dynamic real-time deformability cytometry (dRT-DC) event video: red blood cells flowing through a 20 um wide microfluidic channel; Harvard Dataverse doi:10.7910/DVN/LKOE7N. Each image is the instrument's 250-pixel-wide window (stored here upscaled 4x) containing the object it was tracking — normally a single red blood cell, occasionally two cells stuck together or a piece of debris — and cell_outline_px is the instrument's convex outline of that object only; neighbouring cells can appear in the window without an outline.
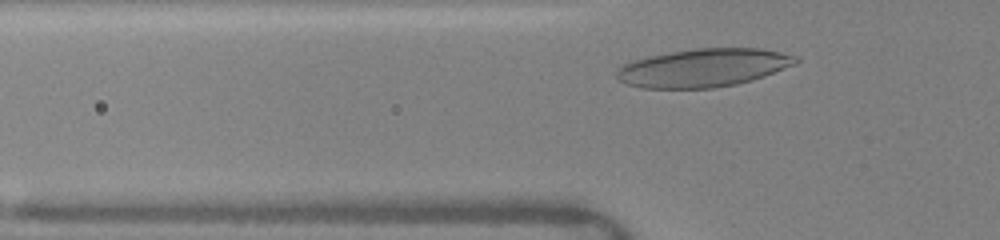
{"species": "human", "species_latin": "Homo sapiens", "temperature_condition": "warm", "stored_images_in_passage": 22, "camera_frame_rate_fps": 3000, "um_per_image_px": 0.085, "donor": {"sex": "female"}, "frame": {"image": 1, "passage_image": 6, "time_ms": 1.333, "image_size_px": [1000, 240], "cell_outline_px": [[800, 60], [796, 64], [764, 76], [752, 80], [736, 84], [712, 88], [640, 88], [624, 84], [616, 76], [616, 72], [624, 64], [632, 60], [672, 52], [696, 48], [760, 48], [780, 52], [796, 56]], "centroid_in_image_um": [59.8, 5.77], "position_along_channel_um": 66.0, "area_um2": 39.77}}
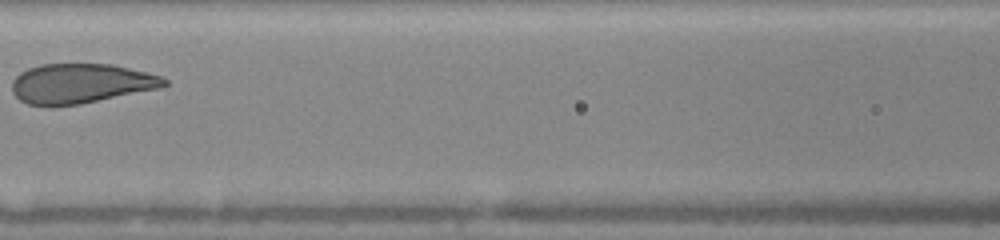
{"frame": {"image": 2, "passage_image": 13, "time_ms": 3.667, "image_size_px": [1000, 240], "cell_outline_px": [[168, 84], [160, 88], [80, 104], [28, 104], [20, 100], [12, 92], [12, 80], [20, 72], [28, 68], [40, 64], [112, 64], [164, 76], [168, 80]], "centroid_in_image_um": [6.9, 7.07], "position_along_channel_um": 159.7, "area_um2": 34.97}}
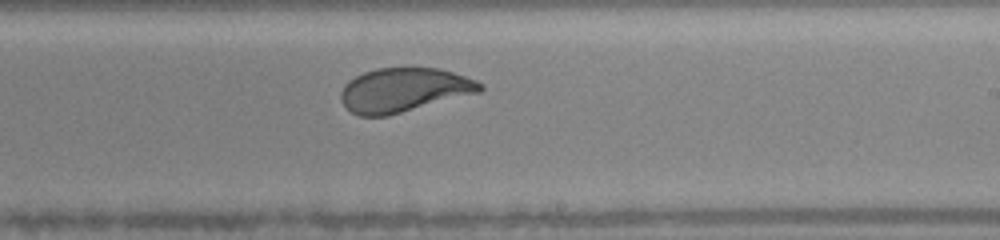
{"frame": {"image": 3, "passage_image": 17, "time_ms": 6.0, "image_size_px": [1000, 240], "cell_outline_px": [[484, 88], [480, 92], [388, 116], [360, 116], [352, 112], [340, 100], [340, 92], [344, 84], [348, 80], [364, 72], [376, 68], [440, 68], [476, 80], [484, 84]], "centroid_in_image_um": [34.32, 7.65], "position_along_channel_um": 254.7, "area_um2": 35.78}, "authors_computed_cell_mechanics": {"area_um2": 36.703, "velocity_mm_per_s": 4.0968, "shape_relaxation_time_tau1_ms": 2.5542, "shape_relaxation_time_tau2_ms": null, "deformation_change_tau1": 0.1467, "deformation_change_tau2": null}}